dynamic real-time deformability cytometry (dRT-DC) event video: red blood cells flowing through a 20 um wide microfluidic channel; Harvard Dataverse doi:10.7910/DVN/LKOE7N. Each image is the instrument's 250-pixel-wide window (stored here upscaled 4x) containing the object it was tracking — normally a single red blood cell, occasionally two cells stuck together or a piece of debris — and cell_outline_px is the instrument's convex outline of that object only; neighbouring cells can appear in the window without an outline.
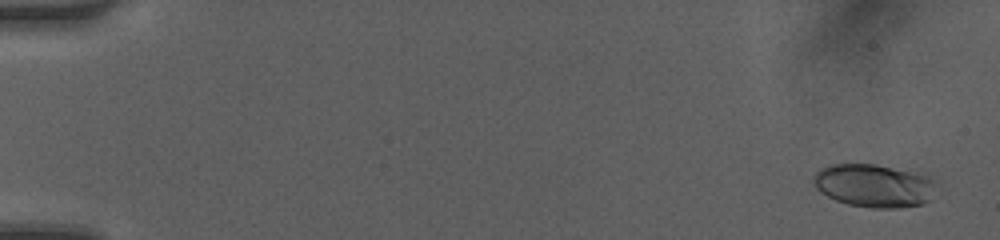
{"species": "human", "species_latin": "Homo sapiens", "temperature_condition": "room temperature", "stored_images_in_passage": 18, "camera_frame_rate_fps": 3000, "um_per_image_px": 0.085, "donor": {"sex": "female"}, "frame": {"image": 1, "passage_image": 2, "time_ms": 0.333, "image_size_px": [1000, 240], "cell_outline_px": [[940, 180], [928, 200], [924, 204], [896, 208], [872, 208], [848, 204], [836, 200], [820, 192], [816, 188], [812, 180], [816, 172], [820, 168], [828, 164], [876, 164], [928, 172]], "centroid_in_image_um": [74.39, 15.74], "position_along_channel_um": 10.6, "area_um2": 31.91}}
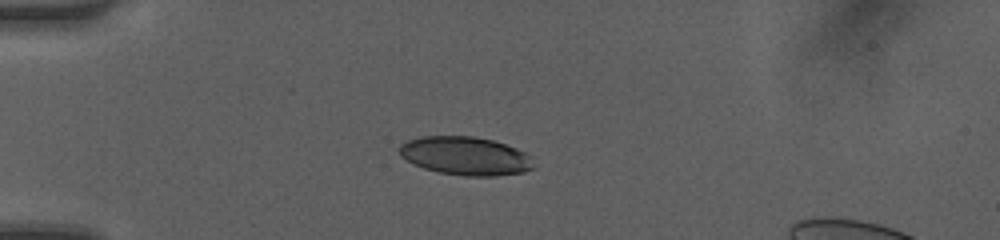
{"frame": {"image": 2, "passage_image": 14, "time_ms": 4.333, "image_size_px": [1000, 240], "cell_outline_px": [[536, 168], [524, 172], [496, 176], [464, 176], [436, 172], [424, 168], [400, 156], [396, 148], [400, 144], [408, 140], [420, 136], [472, 136], [492, 140], [516, 148], [532, 156]], "centroid_in_image_um": [39.57, 13.26], "position_along_channel_um": 45.4, "area_um2": 30.4}}
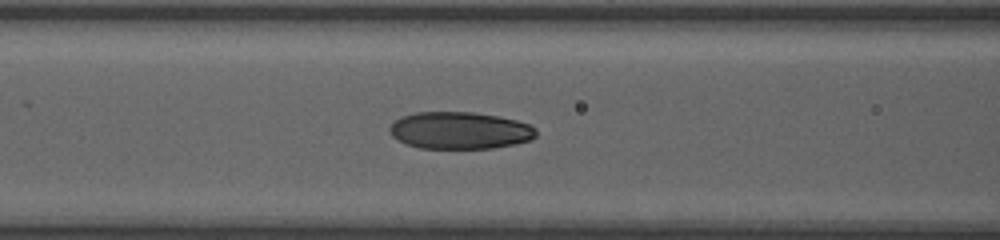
{"frame": {"image": 3, "passage_image": 18, "time_ms": 5.667, "image_size_px": [1000, 240], "cell_outline_px": [[536, 136], [532, 140], [516, 144], [492, 148], [420, 148], [404, 144], [392, 136], [388, 132], [388, 128], [400, 116], [416, 112], [472, 112], [500, 116], [516, 120], [528, 124], [536, 128]], "centroid_in_image_um": [39.07, 11.09], "position_along_channel_um": 127.5, "area_um2": 31.96}}